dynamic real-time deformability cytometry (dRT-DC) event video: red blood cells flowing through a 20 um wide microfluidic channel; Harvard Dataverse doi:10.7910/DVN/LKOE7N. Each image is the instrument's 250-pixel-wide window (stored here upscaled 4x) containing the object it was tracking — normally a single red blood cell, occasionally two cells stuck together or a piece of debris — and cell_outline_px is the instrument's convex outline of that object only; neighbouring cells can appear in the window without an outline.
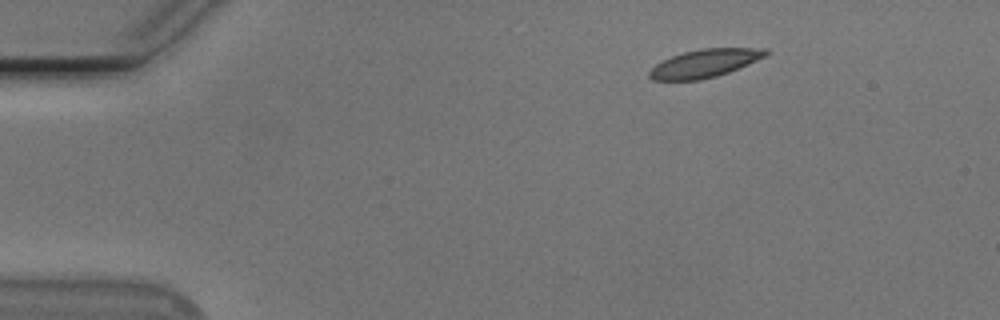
{"species": "Egyptian fruit bat (a non-hibernating species)", "species_latin": "Rousettus aegyptiacus", "temperature_condition": "cold", "stored_images_in_passage": 48, "camera_frame_rate_fps": 3000, "um_per_image_px": 0.085, "animal": {"sex": "male"}, "frame": {"image": 1, "passage_image": 2, "time_ms": 0.333, "image_size_px": [1000, 320], "cell_outline_px": [[772, 52], [756, 60], [728, 72], [716, 76], [700, 80], [652, 80], [648, 76], [648, 72], [656, 64], [672, 56], [684, 52], [700, 48], [768, 48]], "centroid_in_image_um": [59.9, 5.37], "position_along_channel_um": 25.1, "area_um2": 18.9}}
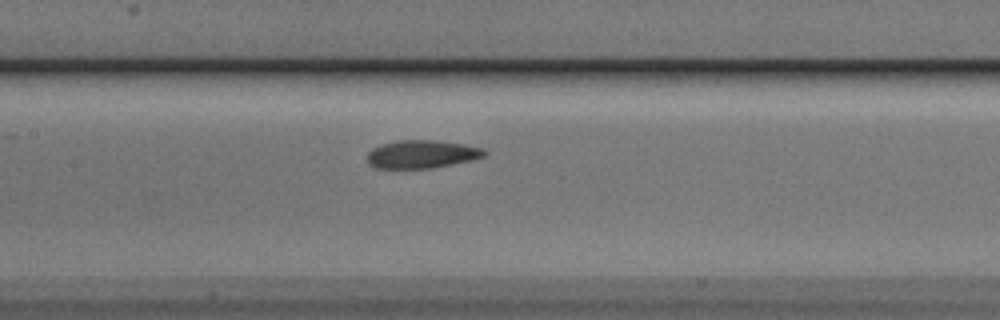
{"frame": {"image": 2, "passage_image": 20, "time_ms": 6.333, "image_size_px": [1000, 320], "cell_outline_px": [[488, 152], [484, 156], [472, 160], [432, 168], [372, 168], [368, 164], [368, 152], [372, 148], [380, 144], [396, 140], [432, 140], [464, 144], [484, 148]], "centroid_in_image_um": [35.84, 13.1], "position_along_channel_um": 171.6, "area_um2": 19.31}}
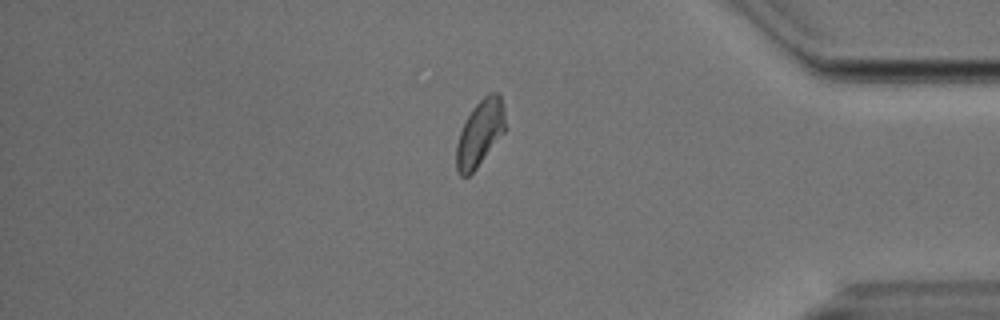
{"frame": {"image": 3, "passage_image": 40, "time_ms": 13.0, "image_size_px": [1000, 320], "cell_outline_px": [[504, 132], [476, 168], [468, 176], [460, 176], [456, 168], [456, 144], [460, 132], [472, 108], [488, 92], [500, 92], [504, 108]], "centroid_in_image_um": [40.79, 11.29], "position_along_channel_um": 394.4, "area_um2": 18.61}, "authors_computed_cell_mechanics": {"area_um2": 19.2763, "velocity_mm_per_s": 3.752, "shape_relaxation_time_tau1_ms": 2.6899, "shape_relaxation_time_tau2_ms": 2.6497, "deformation_change_tau1": 0.1178, "deformation_change_tau2": 0.0652}}